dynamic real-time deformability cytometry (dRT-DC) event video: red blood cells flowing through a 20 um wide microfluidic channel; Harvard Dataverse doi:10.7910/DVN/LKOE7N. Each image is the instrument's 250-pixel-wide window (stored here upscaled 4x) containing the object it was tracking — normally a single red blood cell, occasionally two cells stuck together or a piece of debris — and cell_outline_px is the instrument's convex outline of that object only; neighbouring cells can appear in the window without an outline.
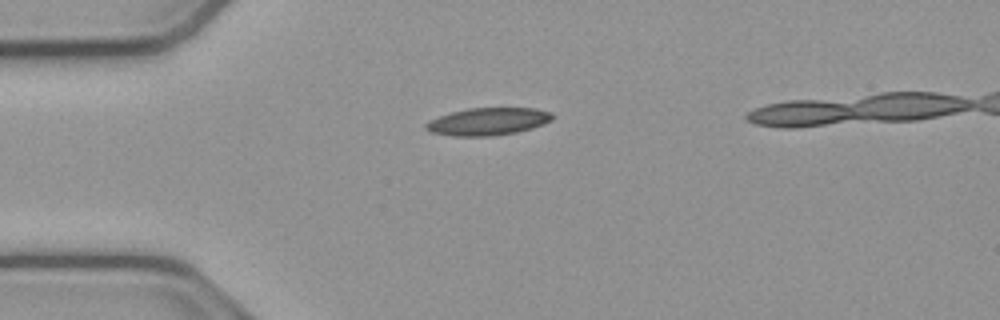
{"species": "common noctule bat (a hibernating species)", "species_latin": "Nyctalus noctula", "temperature_condition": "cold", "stored_images_in_passage": 35, "camera_frame_rate_fps": 3000, "um_per_image_px": 0.085, "animal": {"sex": "male", "body_mass_g": 23.1, "forearm_length_mm": 52.7}, "frame": {"image": 1, "passage_image": 1, "time_ms": 0.0, "image_size_px": [1000, 320], "cell_outline_px": [[552, 120], [532, 128], [516, 132], [492, 136], [452, 136], [432, 132], [424, 128], [424, 124], [440, 116], [452, 112], [468, 108], [532, 108], [548, 112], [552, 116]], "centroid_in_image_um": [41.45, 10.33], "position_along_channel_um": 43.6, "area_um2": 19.94}}
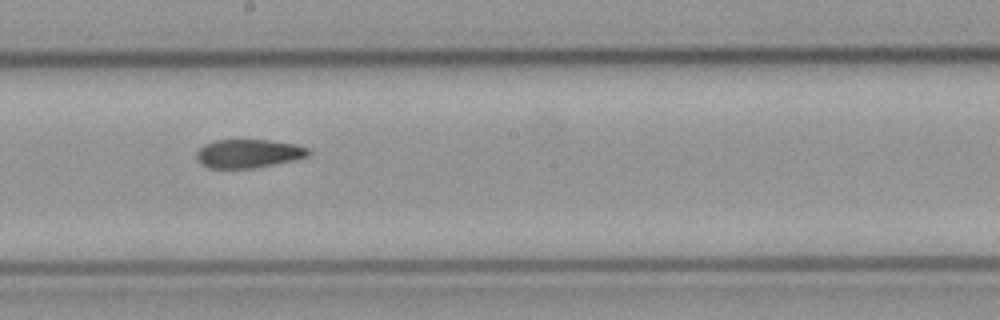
{"frame": {"image": 2, "passage_image": 17, "time_ms": 5.333, "image_size_px": [1000, 320], "cell_outline_px": [[312, 152], [308, 156], [296, 160], [256, 168], [208, 168], [200, 164], [196, 160], [196, 152], [204, 144], [216, 140], [272, 140], [296, 144], [308, 148]], "centroid_in_image_um": [21.13, 13.06], "position_along_channel_um": 227.1, "area_um2": 18.96}}
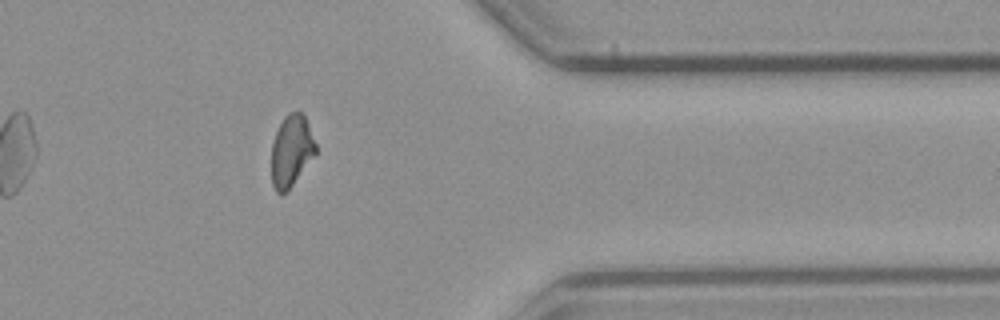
{"frame": {"image": 3, "passage_image": 31, "time_ms": 10.0, "image_size_px": [1000, 320], "cell_outline_px": [[316, 152], [292, 184], [284, 192], [276, 192], [272, 184], [272, 144], [276, 132], [284, 116], [288, 112], [304, 112], [316, 144]], "centroid_in_image_um": [24.76, 12.75], "position_along_channel_um": 386.6, "area_um2": 18.03}, "authors_computed_cell_mechanics": {"area_um2": 19.4208, "velocity_mm_per_s": 3.7997, "shape_relaxation_time_tau1_ms": null, "shape_relaxation_time_tau2_ms": 6.0093, "deformation_change_tau1": null, "deformation_change_tau2": 0.1377}}